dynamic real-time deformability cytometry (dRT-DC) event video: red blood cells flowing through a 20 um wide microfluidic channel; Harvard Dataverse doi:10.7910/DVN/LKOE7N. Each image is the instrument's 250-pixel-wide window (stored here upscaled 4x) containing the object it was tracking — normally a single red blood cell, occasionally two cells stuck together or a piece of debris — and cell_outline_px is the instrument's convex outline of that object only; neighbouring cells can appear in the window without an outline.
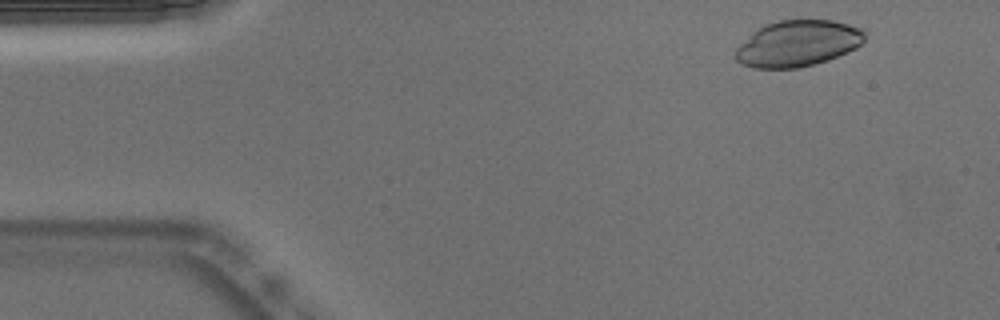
{"species": "Egyptian fruit bat (a non-hibernating species)", "species_latin": "Rousettus aegyptiacus", "temperature_condition": "warm", "stored_images_in_passage": 50, "camera_frame_rate_fps": 3000, "um_per_image_px": 0.085, "animal": {"sex": "male"}, "frame": {"image": 1, "passage_image": 3, "time_ms": 0.667, "image_size_px": [1000, 320], "cell_outline_px": [[864, 40], [856, 48], [828, 60], [796, 68], [752, 68], [736, 60], [736, 48], [752, 32], [764, 24], [780, 20], [832, 20], [848, 24], [860, 28], [864, 32]], "centroid_in_image_um": [67.79, 3.69], "position_along_channel_um": 17.2, "area_um2": 34.51}}
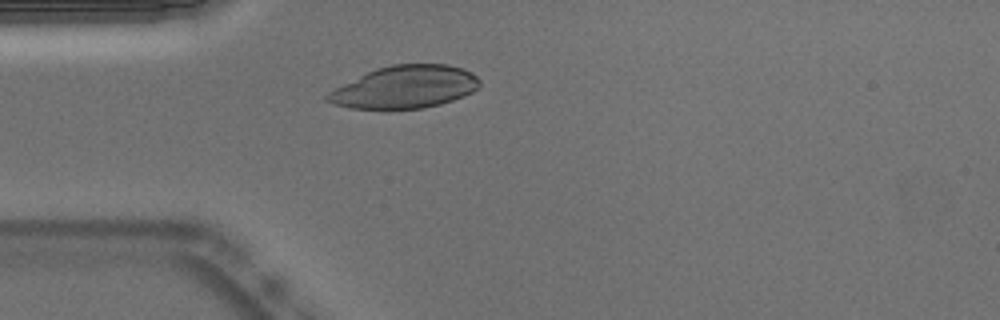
{"frame": {"image": 2, "passage_image": 12, "time_ms": 3.667, "image_size_px": [1000, 320], "cell_outline_px": [[480, 84], [472, 92], [464, 96], [440, 104], [424, 108], [352, 108], [336, 104], [324, 100], [324, 96], [328, 92], [376, 68], [392, 64], [448, 64], [464, 68], [472, 72], [480, 80]], "centroid_in_image_um": [34.46, 7.38], "position_along_channel_um": 50.5, "area_um2": 37.34}}